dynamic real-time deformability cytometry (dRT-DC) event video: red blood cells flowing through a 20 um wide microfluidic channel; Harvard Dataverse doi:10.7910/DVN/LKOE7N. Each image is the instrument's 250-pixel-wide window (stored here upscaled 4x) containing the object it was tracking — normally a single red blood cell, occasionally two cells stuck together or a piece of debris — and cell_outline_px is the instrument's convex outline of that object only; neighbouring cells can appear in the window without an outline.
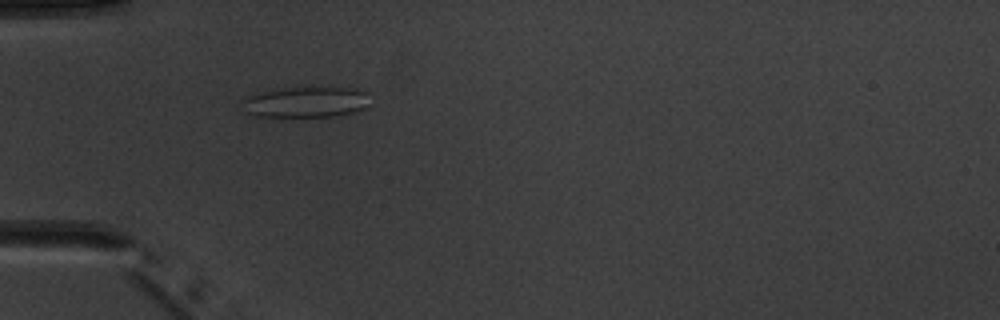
{"species": "common noctule bat (a hibernating species)", "species_latin": "Nyctalus noctula", "temperature_condition": "warm", "stored_images_in_passage": 4, "camera_frame_rate_fps": 3000, "um_per_image_px": 0.085, "animal": {"sex": "male", "body_mass_g": 20.1, "forearm_length_mm": 53.5}, "frame": {"image": 1, "passage_image": 4, "time_ms": 5.0, "image_size_px": [1000, 320], "cell_outline_px": [[364, 108], [352, 112], [336, 116], [256, 116], [248, 112], [240, 100], [248, 96], [272, 88], [356, 88], [364, 92]], "centroid_in_image_um": [25.89, 8.67], "position_along_channel_um": 59.1, "area_um2": 22.25}}